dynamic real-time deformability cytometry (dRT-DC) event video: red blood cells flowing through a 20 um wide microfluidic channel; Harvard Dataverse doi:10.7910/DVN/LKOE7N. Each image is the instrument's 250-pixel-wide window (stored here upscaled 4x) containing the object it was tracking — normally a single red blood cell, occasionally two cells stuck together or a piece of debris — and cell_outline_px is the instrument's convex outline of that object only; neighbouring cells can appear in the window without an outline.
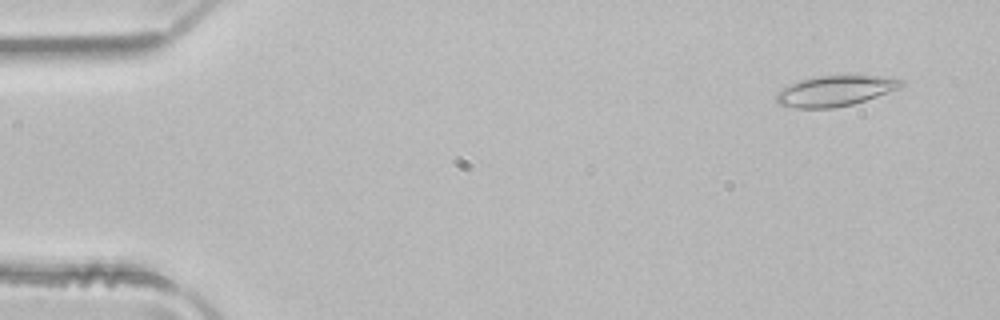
{"species": "common noctule bat (a hibernating species)", "species_latin": "Nyctalus noctula", "temperature_condition": "room temperature", "stored_images_in_passage": 3, "camera_frame_rate_fps": 3000, "um_per_image_px": 0.085, "animal": {"sex": "male", "body_mass_g": 21.5, "forearm_length_mm": 52.0}, "frame": {"image": 1, "passage_image": 1, "time_ms": 0.0, "image_size_px": [1000, 320], "cell_outline_px": [[904, 84], [900, 88], [852, 104], [832, 108], [796, 108], [776, 104], [776, 96], [784, 88], [800, 80], [820, 76], [876, 76], [904, 80]], "centroid_in_image_um": [70.98, 7.74], "position_along_channel_um": 14.0, "area_um2": 21.68}}